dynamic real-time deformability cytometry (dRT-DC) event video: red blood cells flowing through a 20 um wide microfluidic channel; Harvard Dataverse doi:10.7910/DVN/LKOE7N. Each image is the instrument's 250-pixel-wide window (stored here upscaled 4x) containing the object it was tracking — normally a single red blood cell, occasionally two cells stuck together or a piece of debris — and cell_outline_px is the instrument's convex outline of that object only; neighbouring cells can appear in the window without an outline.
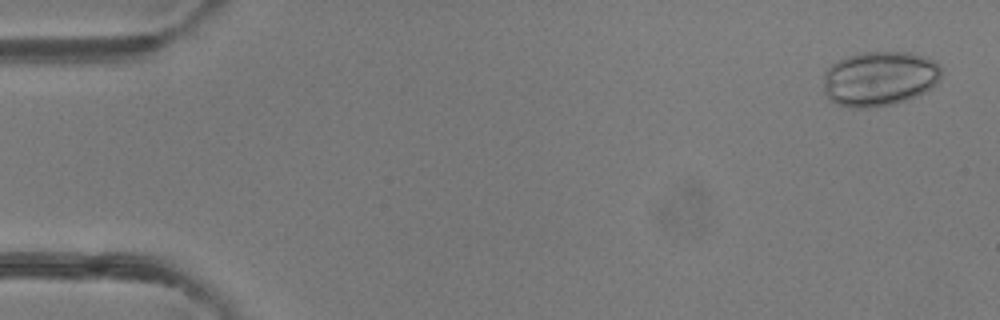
{"species": "common noctule bat (a hibernating species)", "species_latin": "Nyctalus noctula", "temperature_condition": "room temperature", "stored_images_in_passage": 48, "camera_frame_rate_fps": 3000, "um_per_image_px": 0.085, "animal": {"sex": "female"}, "frame": {"image": 1, "passage_image": 1, "time_ms": 0.0, "image_size_px": [1000, 320], "cell_outline_px": [[940, 80], [932, 88], [916, 96], [892, 104], [868, 108], [852, 108], [836, 104], [824, 92], [824, 72], [832, 64], [848, 56], [860, 52], [912, 52], [932, 60], [940, 68]], "centroid_in_image_um": [74.74, 6.68], "position_along_channel_um": 10.3, "area_um2": 37.57}}
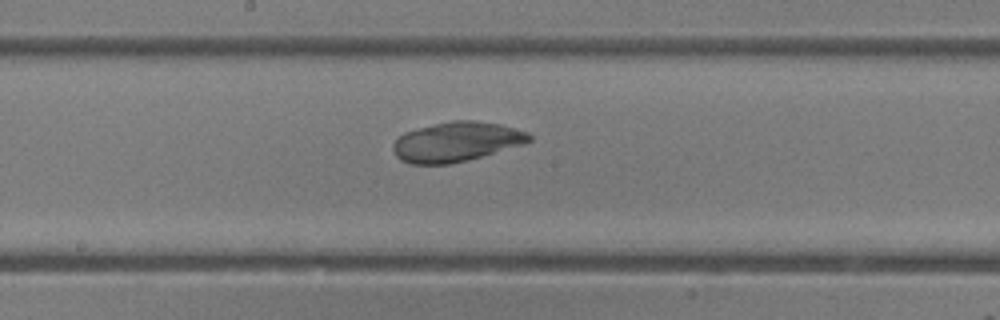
{"frame": {"image": 2, "passage_image": 25, "time_ms": 8.0, "image_size_px": [1000, 320], "cell_outline_px": [[532, 140], [524, 144], [468, 160], [448, 164], [408, 164], [400, 160], [396, 156], [392, 148], [392, 144], [404, 132], [452, 120], [472, 120], [500, 124], [528, 132], [532, 136]], "centroid_in_image_um": [38.79, 12.06], "position_along_channel_um": 209.4, "area_um2": 31.39}}
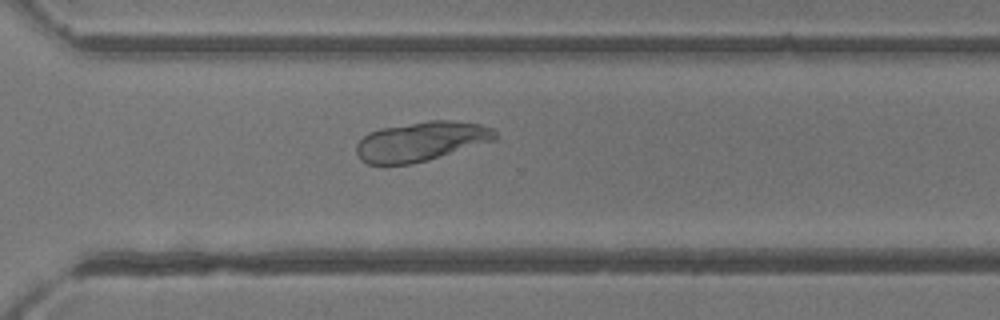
{"frame": {"image": 3, "passage_image": 34, "time_ms": 11.0, "image_size_px": [1000, 320], "cell_outline_px": [[496, 140], [428, 160], [408, 164], [384, 168], [368, 164], [360, 160], [356, 152], [356, 144], [368, 132], [380, 128], [428, 120], [452, 120], [480, 124], [496, 128]], "centroid_in_image_um": [35.75, 12.04], "position_along_channel_um": 334.8, "area_um2": 32.66}}